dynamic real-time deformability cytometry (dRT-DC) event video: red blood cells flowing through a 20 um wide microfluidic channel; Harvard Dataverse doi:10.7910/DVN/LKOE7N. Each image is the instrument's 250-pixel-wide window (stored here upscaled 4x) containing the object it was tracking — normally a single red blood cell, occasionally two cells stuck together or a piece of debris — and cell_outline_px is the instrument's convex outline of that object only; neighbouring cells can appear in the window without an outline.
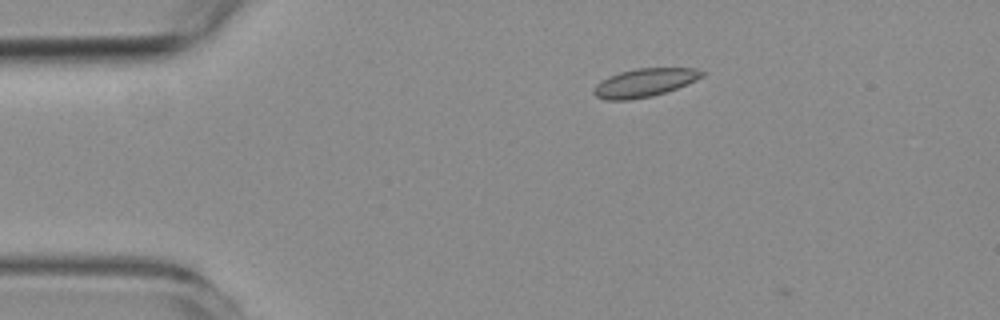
{"species": "common noctule bat (a hibernating species)", "species_latin": "Nyctalus noctula", "temperature_condition": "room temperature", "stored_images_in_passage": 4, "camera_frame_rate_fps": 3000, "um_per_image_px": 0.085, "animal": {"sex": "female", "body_mass_g": 19.3, "forearm_length_mm": 54.1}, "frame": {"image": 1, "passage_image": 2, "time_ms": 0.333, "image_size_px": [1000, 320], "cell_outline_px": [[704, 76], [696, 80], [676, 88], [652, 96], [628, 100], [604, 100], [596, 96], [592, 92], [592, 88], [596, 84], [608, 76], [620, 72], [636, 68], [696, 68], [704, 72]], "centroid_in_image_um": [54.74, 7.03], "position_along_channel_um": 30.3, "area_um2": 17.86}}